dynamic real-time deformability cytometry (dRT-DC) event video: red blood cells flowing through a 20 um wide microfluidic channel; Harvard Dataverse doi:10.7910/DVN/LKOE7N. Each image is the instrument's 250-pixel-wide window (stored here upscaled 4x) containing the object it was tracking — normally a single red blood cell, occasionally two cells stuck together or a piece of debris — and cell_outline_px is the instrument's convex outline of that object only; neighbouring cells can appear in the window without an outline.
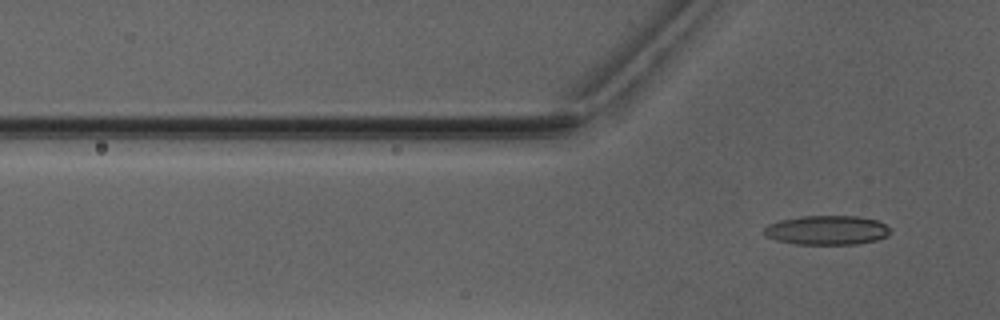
{"species": "Egyptian fruit bat (a non-hibernating species)", "species_latin": "Rousettus aegyptiacus", "temperature_condition": "warm", "stored_images_in_passage": 6, "camera_frame_rate_fps": 3000, "um_per_image_px": 0.085, "animal": {"sex": "male"}, "frame": {"image": 1, "passage_image": 6, "time_ms": 6.667, "image_size_px": [1000, 320], "cell_outline_px": [[892, 232], [888, 236], [876, 240], [856, 244], [796, 244], [776, 240], [760, 232], [768, 224], [780, 220], [800, 216], [856, 216], [876, 220], [892, 228]], "centroid_in_image_um": [70.29, 19.56], "position_along_channel_um": 55.5, "area_um2": 21.68}}